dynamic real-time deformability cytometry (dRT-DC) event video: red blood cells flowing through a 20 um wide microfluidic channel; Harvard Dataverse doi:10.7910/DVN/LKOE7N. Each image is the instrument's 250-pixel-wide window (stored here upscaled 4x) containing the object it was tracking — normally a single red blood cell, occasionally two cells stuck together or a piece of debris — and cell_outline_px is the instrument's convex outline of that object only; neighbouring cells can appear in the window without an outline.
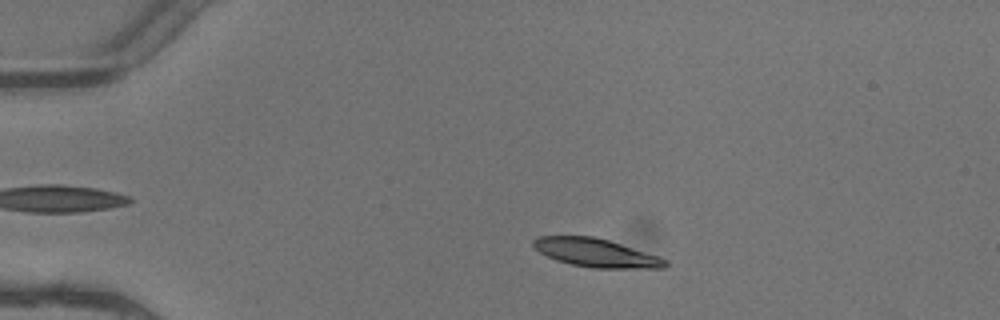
{"species": "common noctule bat (a hibernating species)", "species_latin": "Nyctalus noctula", "temperature_condition": "warm", "stored_images_in_passage": 5, "camera_frame_rate_fps": 3000, "um_per_image_px": 0.085, "animal": {"sex": "female"}, "frame": {"image": 1, "passage_image": 2, "time_ms": 0.333, "image_size_px": [1000, 320], "cell_outline_px": [[668, 264], [664, 268], [592, 268], [572, 264], [556, 260], [540, 252], [532, 244], [532, 240], [540, 236], [592, 236], [608, 240], [668, 260]], "centroid_in_image_um": [50.64, 21.49], "position_along_channel_um": 34.4, "area_um2": 21.44}}
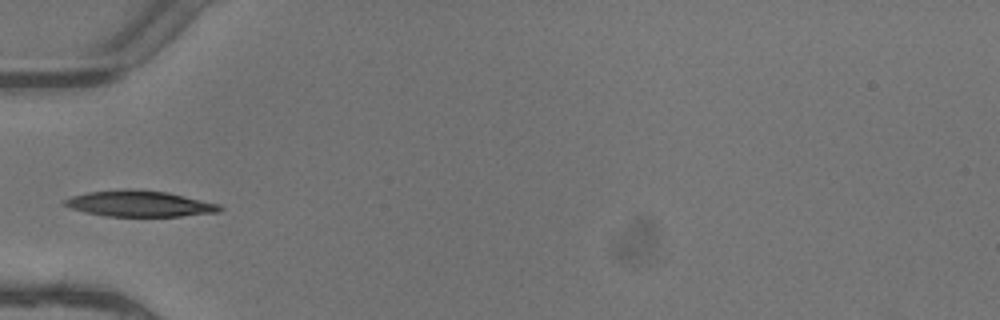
{"frame": {"image": 2, "passage_image": 4, "time_ms": 1.0, "image_size_px": [1000, 320], "cell_outline_px": [[224, 208], [220, 212], [180, 216], [108, 216], [88, 212], [72, 208], [64, 204], [64, 200], [72, 196], [88, 192], [124, 188], [136, 188], [168, 192], [220, 204]], "centroid_in_image_um": [11.92, 17.29], "position_along_channel_um": 73.1, "area_um2": 23.52}}
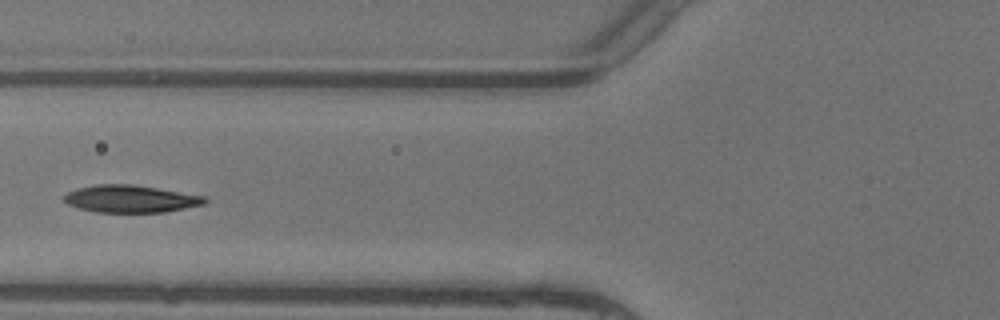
{"frame": {"image": 3, "passage_image": 5, "time_ms": 1.333, "image_size_px": [1000, 320], "cell_outline_px": [[208, 200], [204, 204], [164, 212], [96, 212], [80, 208], [68, 204], [64, 200], [64, 196], [68, 192], [76, 188], [96, 184], [132, 184], [204, 196]], "centroid_in_image_um": [11.08, 16.9], "position_along_channel_um": 114.7, "area_um2": 22.2}}